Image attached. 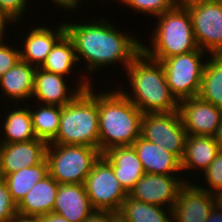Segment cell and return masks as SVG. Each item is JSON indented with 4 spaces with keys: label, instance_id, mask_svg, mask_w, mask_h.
Listing matches in <instances>:
<instances>
[{
    "label": "cell",
    "instance_id": "ac0fdd59",
    "mask_svg": "<svg viewBox=\"0 0 222 222\" xmlns=\"http://www.w3.org/2000/svg\"><path fill=\"white\" fill-rule=\"evenodd\" d=\"M112 167L114 175L129 193L145 174L133 146H116L101 155Z\"/></svg>",
    "mask_w": 222,
    "mask_h": 222
},
{
    "label": "cell",
    "instance_id": "836d02e7",
    "mask_svg": "<svg viewBox=\"0 0 222 222\" xmlns=\"http://www.w3.org/2000/svg\"><path fill=\"white\" fill-rule=\"evenodd\" d=\"M50 2H54L57 7H62L61 9H65L68 11H75L81 7V3L84 2V0H50Z\"/></svg>",
    "mask_w": 222,
    "mask_h": 222
},
{
    "label": "cell",
    "instance_id": "f546056e",
    "mask_svg": "<svg viewBox=\"0 0 222 222\" xmlns=\"http://www.w3.org/2000/svg\"><path fill=\"white\" fill-rule=\"evenodd\" d=\"M200 173V175H202V177L205 179V181L203 179V183H207L208 186L206 187L204 184L203 187L202 183L199 186L198 183L195 182L199 188L204 189L209 193L222 188V151H219L208 168L204 172L200 171Z\"/></svg>",
    "mask_w": 222,
    "mask_h": 222
},
{
    "label": "cell",
    "instance_id": "2e32d148",
    "mask_svg": "<svg viewBox=\"0 0 222 222\" xmlns=\"http://www.w3.org/2000/svg\"><path fill=\"white\" fill-rule=\"evenodd\" d=\"M60 22H56V28L38 25L29 29L27 35L21 37L24 39L19 45L21 60L35 68L41 67L55 43L66 33L65 23Z\"/></svg>",
    "mask_w": 222,
    "mask_h": 222
},
{
    "label": "cell",
    "instance_id": "d6a6232c",
    "mask_svg": "<svg viewBox=\"0 0 222 222\" xmlns=\"http://www.w3.org/2000/svg\"><path fill=\"white\" fill-rule=\"evenodd\" d=\"M31 0H0V9L4 11L16 24L21 23L24 13Z\"/></svg>",
    "mask_w": 222,
    "mask_h": 222
},
{
    "label": "cell",
    "instance_id": "7bdbcfd3",
    "mask_svg": "<svg viewBox=\"0 0 222 222\" xmlns=\"http://www.w3.org/2000/svg\"><path fill=\"white\" fill-rule=\"evenodd\" d=\"M15 222H34L32 219H21L18 218Z\"/></svg>",
    "mask_w": 222,
    "mask_h": 222
},
{
    "label": "cell",
    "instance_id": "d590c367",
    "mask_svg": "<svg viewBox=\"0 0 222 222\" xmlns=\"http://www.w3.org/2000/svg\"><path fill=\"white\" fill-rule=\"evenodd\" d=\"M34 222H69L63 216L56 214V213H49L46 215H40L32 218Z\"/></svg>",
    "mask_w": 222,
    "mask_h": 222
},
{
    "label": "cell",
    "instance_id": "8992f818",
    "mask_svg": "<svg viewBox=\"0 0 222 222\" xmlns=\"http://www.w3.org/2000/svg\"><path fill=\"white\" fill-rule=\"evenodd\" d=\"M102 153L84 145L48 144V173L59 184H84Z\"/></svg>",
    "mask_w": 222,
    "mask_h": 222
},
{
    "label": "cell",
    "instance_id": "74e56055",
    "mask_svg": "<svg viewBox=\"0 0 222 222\" xmlns=\"http://www.w3.org/2000/svg\"><path fill=\"white\" fill-rule=\"evenodd\" d=\"M175 2L178 6L188 8L198 4L218 3L222 2V0H175Z\"/></svg>",
    "mask_w": 222,
    "mask_h": 222
},
{
    "label": "cell",
    "instance_id": "30bf717a",
    "mask_svg": "<svg viewBox=\"0 0 222 222\" xmlns=\"http://www.w3.org/2000/svg\"><path fill=\"white\" fill-rule=\"evenodd\" d=\"M198 48L209 55L222 54V2L188 7Z\"/></svg>",
    "mask_w": 222,
    "mask_h": 222
},
{
    "label": "cell",
    "instance_id": "9a60e30c",
    "mask_svg": "<svg viewBox=\"0 0 222 222\" xmlns=\"http://www.w3.org/2000/svg\"><path fill=\"white\" fill-rule=\"evenodd\" d=\"M48 143L41 139L0 144V177L33 167L46 159Z\"/></svg>",
    "mask_w": 222,
    "mask_h": 222
},
{
    "label": "cell",
    "instance_id": "4fadbf2b",
    "mask_svg": "<svg viewBox=\"0 0 222 222\" xmlns=\"http://www.w3.org/2000/svg\"><path fill=\"white\" fill-rule=\"evenodd\" d=\"M178 111L188 135L214 136L222 120V110L199 96L179 101Z\"/></svg>",
    "mask_w": 222,
    "mask_h": 222
},
{
    "label": "cell",
    "instance_id": "9c48e42d",
    "mask_svg": "<svg viewBox=\"0 0 222 222\" xmlns=\"http://www.w3.org/2000/svg\"><path fill=\"white\" fill-rule=\"evenodd\" d=\"M84 186L95 210H120L128 196L111 165L102 156L94 163Z\"/></svg>",
    "mask_w": 222,
    "mask_h": 222
},
{
    "label": "cell",
    "instance_id": "b9f144b4",
    "mask_svg": "<svg viewBox=\"0 0 222 222\" xmlns=\"http://www.w3.org/2000/svg\"><path fill=\"white\" fill-rule=\"evenodd\" d=\"M213 137L216 145L218 146L219 151H222V120Z\"/></svg>",
    "mask_w": 222,
    "mask_h": 222
},
{
    "label": "cell",
    "instance_id": "7c38bea8",
    "mask_svg": "<svg viewBox=\"0 0 222 222\" xmlns=\"http://www.w3.org/2000/svg\"><path fill=\"white\" fill-rule=\"evenodd\" d=\"M184 183L183 175L145 173L128 195L147 204L173 209L177 194Z\"/></svg>",
    "mask_w": 222,
    "mask_h": 222
},
{
    "label": "cell",
    "instance_id": "7a4b0ae2",
    "mask_svg": "<svg viewBox=\"0 0 222 222\" xmlns=\"http://www.w3.org/2000/svg\"><path fill=\"white\" fill-rule=\"evenodd\" d=\"M125 72V77L128 78L126 82L129 81L128 86L131 89L127 86L125 90H120L143 114L179 110V101L167 84L165 70L160 61L141 51ZM127 89L130 94L126 92Z\"/></svg>",
    "mask_w": 222,
    "mask_h": 222
},
{
    "label": "cell",
    "instance_id": "4316f807",
    "mask_svg": "<svg viewBox=\"0 0 222 222\" xmlns=\"http://www.w3.org/2000/svg\"><path fill=\"white\" fill-rule=\"evenodd\" d=\"M198 96L222 110V54L208 56Z\"/></svg>",
    "mask_w": 222,
    "mask_h": 222
},
{
    "label": "cell",
    "instance_id": "6da1fadb",
    "mask_svg": "<svg viewBox=\"0 0 222 222\" xmlns=\"http://www.w3.org/2000/svg\"><path fill=\"white\" fill-rule=\"evenodd\" d=\"M76 23V24H75ZM112 22L104 17L92 19L90 22H66L67 35L73 41L78 63L86 61L87 74L110 65L123 64V70L142 51V42L129 33L118 30ZM127 33V34H126ZM131 34V35H130ZM136 37V38H134Z\"/></svg>",
    "mask_w": 222,
    "mask_h": 222
},
{
    "label": "cell",
    "instance_id": "cb8c5ba5",
    "mask_svg": "<svg viewBox=\"0 0 222 222\" xmlns=\"http://www.w3.org/2000/svg\"><path fill=\"white\" fill-rule=\"evenodd\" d=\"M78 64L75 47L71 38L65 33L53 46L40 67L48 72L70 77L72 71L75 74V66ZM70 75V76H68Z\"/></svg>",
    "mask_w": 222,
    "mask_h": 222
},
{
    "label": "cell",
    "instance_id": "5bb4252c",
    "mask_svg": "<svg viewBox=\"0 0 222 222\" xmlns=\"http://www.w3.org/2000/svg\"><path fill=\"white\" fill-rule=\"evenodd\" d=\"M213 207L212 194L193 184L191 179L181 186L177 194L172 209V221L206 222Z\"/></svg>",
    "mask_w": 222,
    "mask_h": 222
},
{
    "label": "cell",
    "instance_id": "e575fe53",
    "mask_svg": "<svg viewBox=\"0 0 222 222\" xmlns=\"http://www.w3.org/2000/svg\"><path fill=\"white\" fill-rule=\"evenodd\" d=\"M10 24L11 25L13 24V26L14 25L16 26L15 22L4 11H2L0 9V41L5 40V39L7 40L8 37L6 36V33H4V32L5 31L7 32L6 29H8V28H6V27L7 26L9 27ZM5 36H6V38H5Z\"/></svg>",
    "mask_w": 222,
    "mask_h": 222
},
{
    "label": "cell",
    "instance_id": "44dd1931",
    "mask_svg": "<svg viewBox=\"0 0 222 222\" xmlns=\"http://www.w3.org/2000/svg\"><path fill=\"white\" fill-rule=\"evenodd\" d=\"M35 71L34 66L20 59L0 77L1 96H5L6 104L9 100L23 103L32 99Z\"/></svg>",
    "mask_w": 222,
    "mask_h": 222
},
{
    "label": "cell",
    "instance_id": "603a6c76",
    "mask_svg": "<svg viewBox=\"0 0 222 222\" xmlns=\"http://www.w3.org/2000/svg\"><path fill=\"white\" fill-rule=\"evenodd\" d=\"M15 105V108L8 109L11 112L5 113V121L0 124L3 127H0L2 128L0 130L3 132L2 135L0 131V135H2L0 136V144L27 142L36 139L29 105L25 106L26 108L20 107L22 105L19 103Z\"/></svg>",
    "mask_w": 222,
    "mask_h": 222
},
{
    "label": "cell",
    "instance_id": "60d3db41",
    "mask_svg": "<svg viewBox=\"0 0 222 222\" xmlns=\"http://www.w3.org/2000/svg\"><path fill=\"white\" fill-rule=\"evenodd\" d=\"M213 197L214 206L222 209V188L211 193Z\"/></svg>",
    "mask_w": 222,
    "mask_h": 222
},
{
    "label": "cell",
    "instance_id": "4dcf8cb0",
    "mask_svg": "<svg viewBox=\"0 0 222 222\" xmlns=\"http://www.w3.org/2000/svg\"><path fill=\"white\" fill-rule=\"evenodd\" d=\"M17 219V204L12 199L5 180L0 177V222H15Z\"/></svg>",
    "mask_w": 222,
    "mask_h": 222
},
{
    "label": "cell",
    "instance_id": "1f68e13d",
    "mask_svg": "<svg viewBox=\"0 0 222 222\" xmlns=\"http://www.w3.org/2000/svg\"><path fill=\"white\" fill-rule=\"evenodd\" d=\"M8 43L5 40L0 41V77L21 59L19 46L14 48L15 43H12L13 46Z\"/></svg>",
    "mask_w": 222,
    "mask_h": 222
},
{
    "label": "cell",
    "instance_id": "277c9868",
    "mask_svg": "<svg viewBox=\"0 0 222 222\" xmlns=\"http://www.w3.org/2000/svg\"><path fill=\"white\" fill-rule=\"evenodd\" d=\"M94 84L62 107L56 138L49 144L84 145L99 149L98 92Z\"/></svg>",
    "mask_w": 222,
    "mask_h": 222
},
{
    "label": "cell",
    "instance_id": "52a82bcc",
    "mask_svg": "<svg viewBox=\"0 0 222 222\" xmlns=\"http://www.w3.org/2000/svg\"><path fill=\"white\" fill-rule=\"evenodd\" d=\"M206 53V55H204ZM209 54L200 48L162 60L166 81L178 101L199 95L202 74Z\"/></svg>",
    "mask_w": 222,
    "mask_h": 222
},
{
    "label": "cell",
    "instance_id": "d4e9b609",
    "mask_svg": "<svg viewBox=\"0 0 222 222\" xmlns=\"http://www.w3.org/2000/svg\"><path fill=\"white\" fill-rule=\"evenodd\" d=\"M48 174V162L45 159L38 165L20 169L6 175L3 179L7 184L12 199L18 205L31 188Z\"/></svg>",
    "mask_w": 222,
    "mask_h": 222
},
{
    "label": "cell",
    "instance_id": "7402d4cb",
    "mask_svg": "<svg viewBox=\"0 0 222 222\" xmlns=\"http://www.w3.org/2000/svg\"><path fill=\"white\" fill-rule=\"evenodd\" d=\"M219 152L218 146L215 143L213 136H196L188 135L186 137L185 150L183 158L181 159V169L183 176L186 177L185 182H189L187 174L191 176L196 171L204 172L210 163L215 159Z\"/></svg>",
    "mask_w": 222,
    "mask_h": 222
},
{
    "label": "cell",
    "instance_id": "ffe728a7",
    "mask_svg": "<svg viewBox=\"0 0 222 222\" xmlns=\"http://www.w3.org/2000/svg\"><path fill=\"white\" fill-rule=\"evenodd\" d=\"M59 183L49 174L36 183L17 205L18 218L32 219L52 212Z\"/></svg>",
    "mask_w": 222,
    "mask_h": 222
},
{
    "label": "cell",
    "instance_id": "484cf974",
    "mask_svg": "<svg viewBox=\"0 0 222 222\" xmlns=\"http://www.w3.org/2000/svg\"><path fill=\"white\" fill-rule=\"evenodd\" d=\"M34 107L37 108H29L34 134L37 139L49 144L56 138L62 106L37 103Z\"/></svg>",
    "mask_w": 222,
    "mask_h": 222
},
{
    "label": "cell",
    "instance_id": "d6986e66",
    "mask_svg": "<svg viewBox=\"0 0 222 222\" xmlns=\"http://www.w3.org/2000/svg\"><path fill=\"white\" fill-rule=\"evenodd\" d=\"M132 146L137 152L145 173L160 175L183 174L181 160L163 147L149 142L141 136L134 141Z\"/></svg>",
    "mask_w": 222,
    "mask_h": 222
},
{
    "label": "cell",
    "instance_id": "8fae6325",
    "mask_svg": "<svg viewBox=\"0 0 222 222\" xmlns=\"http://www.w3.org/2000/svg\"><path fill=\"white\" fill-rule=\"evenodd\" d=\"M85 74L79 76L78 85L74 89V86L72 88V86L70 87L71 84H67L69 82H67L65 76L48 72L40 67L36 68L32 100L35 97L38 103L63 107L70 103L80 92L92 85L90 76H85ZM69 88L73 90L70 91Z\"/></svg>",
    "mask_w": 222,
    "mask_h": 222
},
{
    "label": "cell",
    "instance_id": "5b68a950",
    "mask_svg": "<svg viewBox=\"0 0 222 222\" xmlns=\"http://www.w3.org/2000/svg\"><path fill=\"white\" fill-rule=\"evenodd\" d=\"M155 19L158 20L151 31V43L149 46L142 43V51L148 57L161 62L198 48L188 8L175 5Z\"/></svg>",
    "mask_w": 222,
    "mask_h": 222
},
{
    "label": "cell",
    "instance_id": "ab89813d",
    "mask_svg": "<svg viewBox=\"0 0 222 222\" xmlns=\"http://www.w3.org/2000/svg\"><path fill=\"white\" fill-rule=\"evenodd\" d=\"M206 222H222V209L214 206Z\"/></svg>",
    "mask_w": 222,
    "mask_h": 222
},
{
    "label": "cell",
    "instance_id": "ba28073f",
    "mask_svg": "<svg viewBox=\"0 0 222 222\" xmlns=\"http://www.w3.org/2000/svg\"><path fill=\"white\" fill-rule=\"evenodd\" d=\"M187 131L179 111L145 113L141 120V137L183 158Z\"/></svg>",
    "mask_w": 222,
    "mask_h": 222
},
{
    "label": "cell",
    "instance_id": "f1b7e54d",
    "mask_svg": "<svg viewBox=\"0 0 222 222\" xmlns=\"http://www.w3.org/2000/svg\"><path fill=\"white\" fill-rule=\"evenodd\" d=\"M121 5L130 7L131 10L140 12L141 15L144 13L149 14L150 17H158L160 14L172 9L176 2L175 0H119Z\"/></svg>",
    "mask_w": 222,
    "mask_h": 222
},
{
    "label": "cell",
    "instance_id": "3957f363",
    "mask_svg": "<svg viewBox=\"0 0 222 222\" xmlns=\"http://www.w3.org/2000/svg\"><path fill=\"white\" fill-rule=\"evenodd\" d=\"M105 91V92H104ZM143 113L117 88L98 93L99 150L132 146L141 136Z\"/></svg>",
    "mask_w": 222,
    "mask_h": 222
},
{
    "label": "cell",
    "instance_id": "8d00e7d4",
    "mask_svg": "<svg viewBox=\"0 0 222 222\" xmlns=\"http://www.w3.org/2000/svg\"><path fill=\"white\" fill-rule=\"evenodd\" d=\"M84 222H109V210H95Z\"/></svg>",
    "mask_w": 222,
    "mask_h": 222
},
{
    "label": "cell",
    "instance_id": "83f0119b",
    "mask_svg": "<svg viewBox=\"0 0 222 222\" xmlns=\"http://www.w3.org/2000/svg\"><path fill=\"white\" fill-rule=\"evenodd\" d=\"M120 211L129 222H173L172 209L147 204L129 195L124 200Z\"/></svg>",
    "mask_w": 222,
    "mask_h": 222
},
{
    "label": "cell",
    "instance_id": "e0dca14e",
    "mask_svg": "<svg viewBox=\"0 0 222 222\" xmlns=\"http://www.w3.org/2000/svg\"><path fill=\"white\" fill-rule=\"evenodd\" d=\"M94 211L84 184H59L53 213L69 222H84Z\"/></svg>",
    "mask_w": 222,
    "mask_h": 222
},
{
    "label": "cell",
    "instance_id": "f35d334b",
    "mask_svg": "<svg viewBox=\"0 0 222 222\" xmlns=\"http://www.w3.org/2000/svg\"><path fill=\"white\" fill-rule=\"evenodd\" d=\"M109 222H129L120 210L109 211Z\"/></svg>",
    "mask_w": 222,
    "mask_h": 222
}]
</instances>
